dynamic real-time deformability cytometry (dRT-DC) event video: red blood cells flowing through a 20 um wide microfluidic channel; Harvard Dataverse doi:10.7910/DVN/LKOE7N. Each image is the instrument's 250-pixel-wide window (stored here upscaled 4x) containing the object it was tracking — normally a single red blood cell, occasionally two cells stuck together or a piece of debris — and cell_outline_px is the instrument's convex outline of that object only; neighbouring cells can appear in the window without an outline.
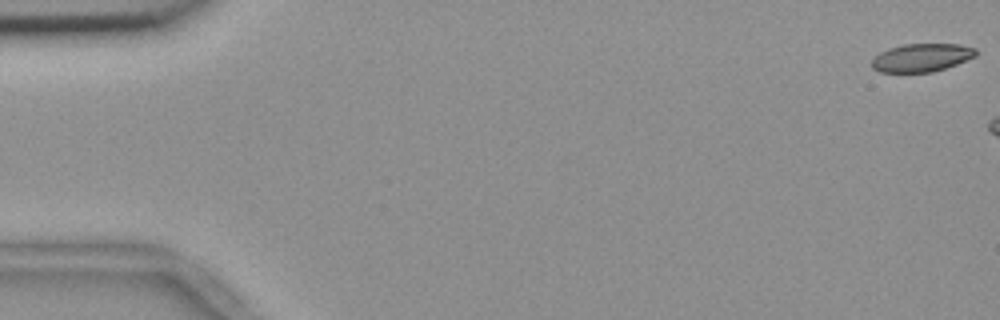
{"species": "common noctule bat (a hibernating species)", "species_latin": "Nyctalus noctula", "temperature_condition": "room temperature", "stored_images_in_passage": 7, "camera_frame_rate_fps": 3000, "um_per_image_px": 0.085, "animal": {"sex": "female", "body_mass_g": 18.4}, "frame": {"image": 1, "passage_image": 1, "time_ms": 0.0, "image_size_px": [1000, 320], "cell_outline_px": [[980, 52], [976, 56], [956, 64], [932, 72], [880, 72], [872, 68], [872, 60], [880, 52], [888, 48], [904, 44], [960, 44], [976, 48]], "centroid_in_image_um": [78.36, 4.89], "position_along_channel_um": 6.6, "area_um2": 17.11}}